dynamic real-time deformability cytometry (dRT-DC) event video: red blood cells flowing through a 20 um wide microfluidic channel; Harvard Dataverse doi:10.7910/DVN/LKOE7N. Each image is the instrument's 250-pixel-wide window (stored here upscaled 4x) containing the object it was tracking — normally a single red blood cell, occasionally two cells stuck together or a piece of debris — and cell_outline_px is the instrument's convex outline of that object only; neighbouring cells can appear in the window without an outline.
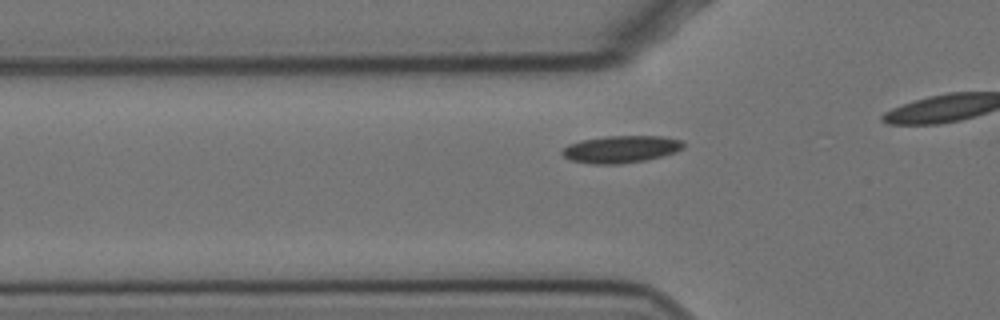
{"species": "Egyptian fruit bat (a non-hibernating species)", "species_latin": "Rousettus aegyptiacus", "temperature_condition": "cold", "stored_images_in_passage": 34, "camera_frame_rate_fps": 3000, "um_per_image_px": 0.085, "animal": {"sex": "female"}, "frame": {"image": 1, "passage_image": 7, "time_ms": 2.0, "image_size_px": [1000, 320], "cell_outline_px": [[680, 148], [672, 152], [656, 156], [636, 160], [576, 160], [568, 156], [564, 152], [564, 148], [588, 140], [624, 136], [644, 136], [676, 140], [680, 144]], "centroid_in_image_um": [52.84, 12.62], "position_along_channel_um": 73.0, "area_um2": 15.72}}
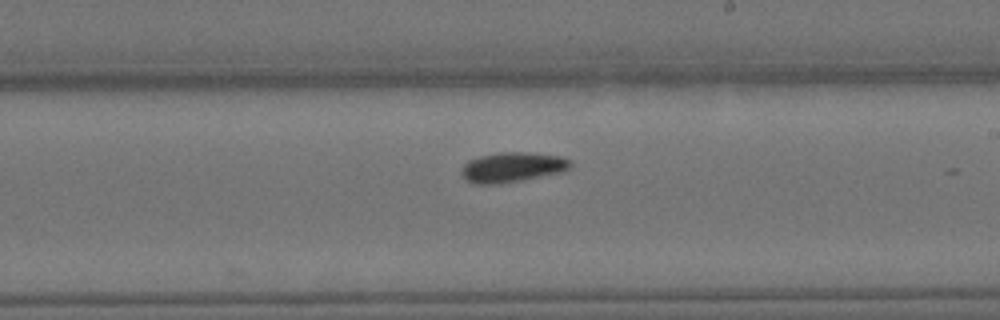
{"frame": {"image": 2, "passage_image": 22, "time_ms": 7.0, "image_size_px": [1000, 320], "cell_outline_px": [[568, 164], [564, 168], [548, 172], [508, 180], [472, 180], [464, 172], [464, 168], [472, 160], [488, 156], [548, 156], [564, 160]], "centroid_in_image_um": [43.47, 14.2], "position_along_channel_um": 245.5, "area_um2": 13.99}}
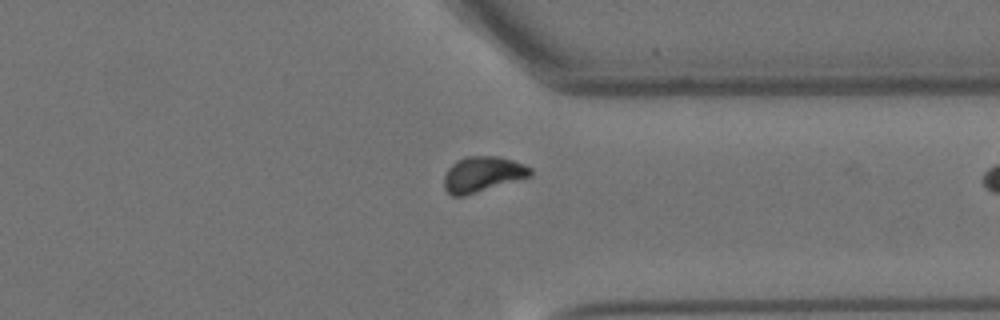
{"frame": {"image": 3, "passage_image": 33, "time_ms": 10.667, "image_size_px": [1000, 320], "cell_outline_px": [[532, 172], [528, 176], [460, 196], [456, 196], [448, 192], [444, 184], [444, 180], [448, 172], [460, 160], [488, 156], [508, 160], [520, 164], [528, 168]], "centroid_in_image_um": [40.99, 14.84], "position_along_channel_um": 370.4, "area_um2": 15.9}}